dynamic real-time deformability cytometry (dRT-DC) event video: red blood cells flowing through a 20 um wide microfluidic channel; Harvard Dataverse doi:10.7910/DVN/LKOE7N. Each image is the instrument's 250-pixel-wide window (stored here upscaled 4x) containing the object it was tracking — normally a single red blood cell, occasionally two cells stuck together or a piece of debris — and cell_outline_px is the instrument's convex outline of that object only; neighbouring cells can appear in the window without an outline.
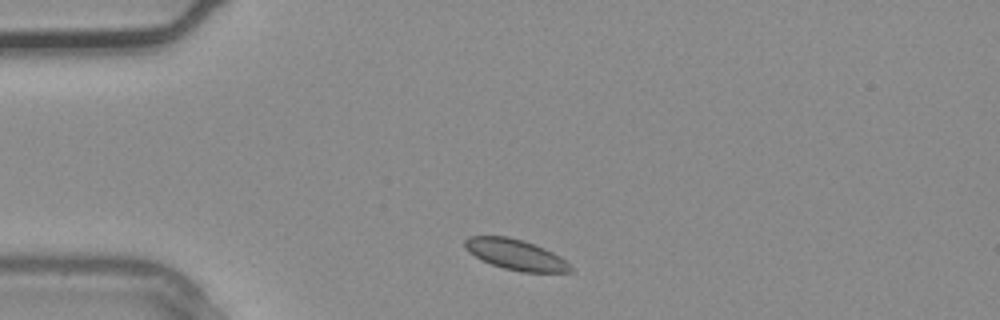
{"species": "common noctule bat (a hibernating species)", "species_latin": "Nyctalus noctula", "temperature_condition": "warm", "stored_images_in_passage": 1, "camera_frame_rate_fps": 3000, "um_per_image_px": 0.085, "animal": {"sex": "male", "body_mass_g": 20.4}, "frame": {"image": 1, "passage_image": 1, "time_ms": 0.0, "image_size_px": [1000, 320], "cell_outline_px": [[572, 272], [520, 272], [504, 268], [492, 264], [468, 252], [464, 248], [464, 240], [468, 236], [508, 236], [524, 240], [544, 248], [560, 256], [572, 268]], "centroid_in_image_um": [43.81, 21.63], "position_along_channel_um": 41.2, "area_um2": 18.73}}